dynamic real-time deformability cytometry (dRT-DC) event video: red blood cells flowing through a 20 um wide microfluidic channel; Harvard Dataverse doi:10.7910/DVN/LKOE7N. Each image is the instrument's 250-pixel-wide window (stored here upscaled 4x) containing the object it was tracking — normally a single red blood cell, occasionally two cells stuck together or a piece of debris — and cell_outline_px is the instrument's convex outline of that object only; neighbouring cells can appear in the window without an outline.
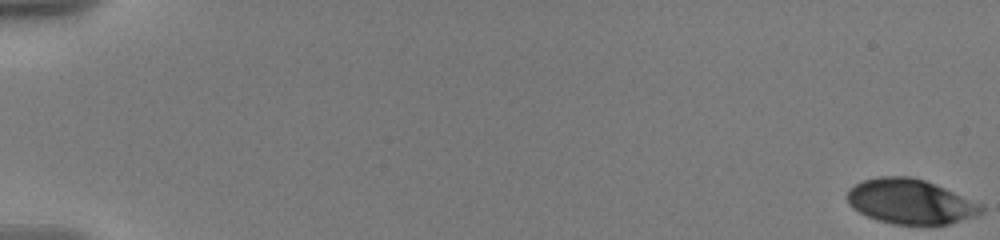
{"species": "human", "species_latin": "Homo sapiens", "temperature_condition": "warm", "stored_images_in_passage": 59, "camera_frame_rate_fps": 3000, "um_per_image_px": 0.085, "donor": {"sex": "male"}, "frame": {"image": 1, "passage_image": 1, "time_ms": 0.0, "image_size_px": [1000, 240], "cell_outline_px": [[984, 212], [948, 224], [896, 224], [880, 220], [868, 216], [860, 212], [848, 204], [848, 188], [864, 180], [880, 176], [908, 176], [924, 180], [944, 188], [980, 204], [984, 208]], "centroid_in_image_um": [77.35, 17.12], "position_along_channel_um": 7.7, "area_um2": 34.28}}
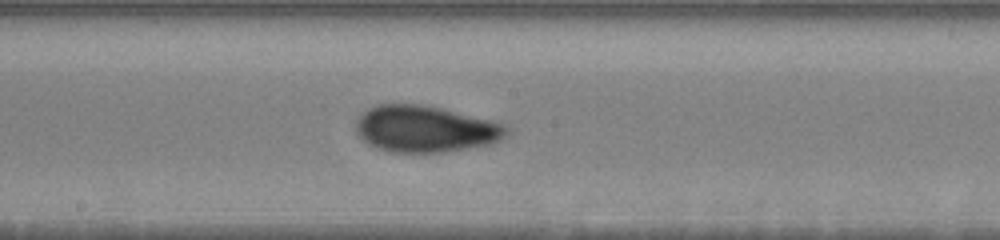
{"frame": {"image": 2, "passage_image": 34, "time_ms": 11.0, "image_size_px": [1000, 240], "cell_outline_px": [[504, 136], [496, 140], [484, 144], [464, 148], [436, 152], [392, 152], [376, 148], [368, 144], [356, 132], [356, 120], [368, 108], [376, 104], [424, 104], [488, 120], [500, 124], [504, 128]], "centroid_in_image_um": [36.0, 10.94], "position_along_channel_um": 212.2, "area_um2": 39.71}}
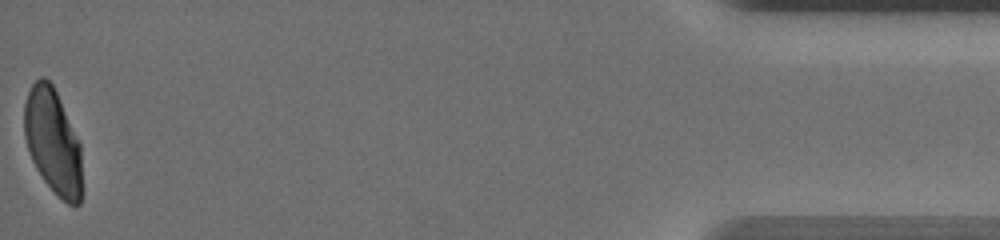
{"frame": {"image": 3, "passage_image": 59, "time_ms": 19.333, "image_size_px": [1000, 240], "cell_outline_px": [[80, 204], [68, 204], [44, 180], [36, 168], [32, 160], [24, 136], [24, 104], [28, 92], [32, 84], [40, 76], [44, 76], [52, 84], [56, 92], [80, 144]], "centroid_in_image_um": [4.46, 11.97], "position_along_channel_um": 430.7, "area_um2": 34.51}, "authors_computed_cell_mechanics": {"area_um2": 37.281, "velocity_mm_per_s": 3.5689, "shape_relaxation_time_tau1_ms": 4.8936, "shape_relaxation_time_tau2_ms": 1.3271, "deformation_change_tau1": 0.1698, "deformation_change_tau2": 0.0572}}